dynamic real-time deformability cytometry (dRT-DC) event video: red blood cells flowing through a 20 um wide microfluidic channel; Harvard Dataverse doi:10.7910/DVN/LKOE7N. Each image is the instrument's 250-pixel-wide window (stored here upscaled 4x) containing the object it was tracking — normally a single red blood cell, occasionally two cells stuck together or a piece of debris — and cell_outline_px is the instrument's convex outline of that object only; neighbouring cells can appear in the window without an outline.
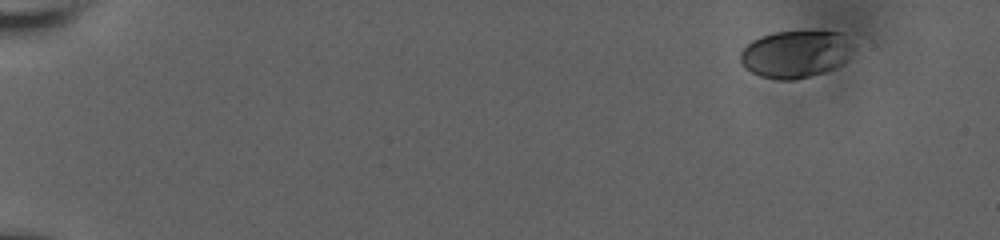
{"species": "human", "species_latin": "Homo sapiens", "temperature_condition": "room temperature", "stored_images_in_passage": 22, "camera_frame_rate_fps": 3000, "um_per_image_px": 0.085, "donor": {"sex": "male"}, "frame": {"image": 1, "passage_image": 1, "time_ms": 0.0, "image_size_px": [1000, 240], "cell_outline_px": [[856, 48], [840, 64], [824, 72], [792, 80], [776, 80], [760, 76], [744, 68], [740, 64], [740, 52], [752, 40], [760, 36], [776, 32], [840, 32], [856, 44]], "centroid_in_image_um": [67.61, 4.6], "position_along_channel_um": 17.4, "area_um2": 31.1}}
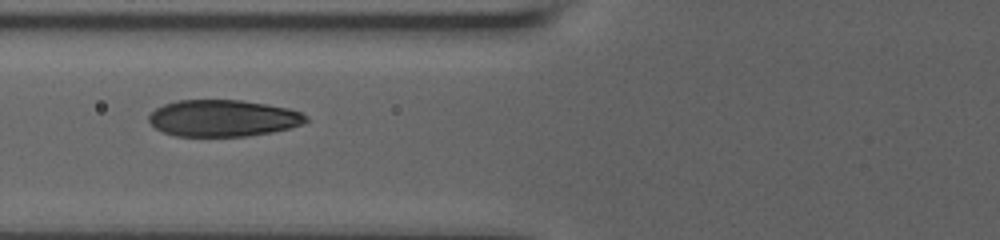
{"frame": {"image": 2, "passage_image": 13, "time_ms": 7.0, "image_size_px": [1000, 240], "cell_outline_px": [[308, 120], [304, 124], [292, 128], [272, 132], [248, 136], [176, 136], [164, 132], [156, 128], [148, 120], [148, 116], [156, 108], [164, 104], [176, 100], [240, 100], [268, 104], [288, 108], [300, 112], [308, 116]], "centroid_in_image_um": [18.99, 10.04], "position_along_channel_um": 106.8, "area_um2": 33.76}}
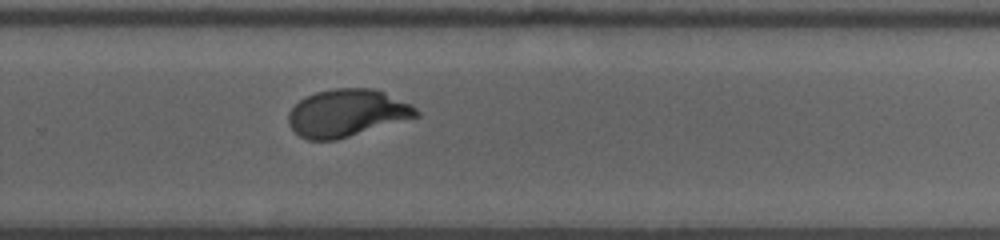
{"frame": {"image": 3, "passage_image": 22, "time_ms": 12.333, "image_size_px": [1000, 240], "cell_outline_px": [[420, 116], [336, 140], [308, 140], [300, 136], [288, 124], [288, 112], [300, 100], [316, 92], [332, 88], [372, 88], [384, 92], [412, 104], [420, 112]], "centroid_in_image_um": [29.5, 9.6], "position_along_channel_um": 300.3, "area_um2": 35.26}}